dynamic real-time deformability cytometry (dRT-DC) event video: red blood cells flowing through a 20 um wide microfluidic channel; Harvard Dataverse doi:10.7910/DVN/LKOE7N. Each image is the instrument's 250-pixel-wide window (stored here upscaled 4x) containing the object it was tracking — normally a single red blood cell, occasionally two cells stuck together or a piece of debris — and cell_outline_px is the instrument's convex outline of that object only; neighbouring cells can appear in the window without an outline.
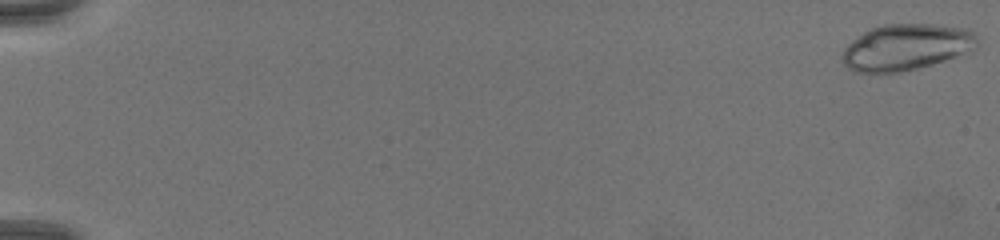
{"species": "common noctule bat (a hibernating species)", "species_latin": "Nyctalus noctula", "temperature_condition": "warm", "stored_images_in_passage": 70, "camera_frame_rate_fps": 3000, "um_per_image_px": 0.085, "animal": {"sex": "female", "body_mass_g": 19.5, "forearm_length_mm": 54.1}, "frame": {"image": 1, "passage_image": 1, "time_ms": 0.0, "image_size_px": [1000, 240], "cell_outline_px": [[976, 48], [972, 52], [932, 64], [900, 72], [856, 72], [848, 68], [840, 60], [840, 56], [844, 48], [852, 40], [864, 32], [872, 28], [884, 24], [932, 24], [968, 28], [976, 36]], "centroid_in_image_um": [77.02, 4.01], "position_along_channel_um": 8.0, "area_um2": 36.47}}
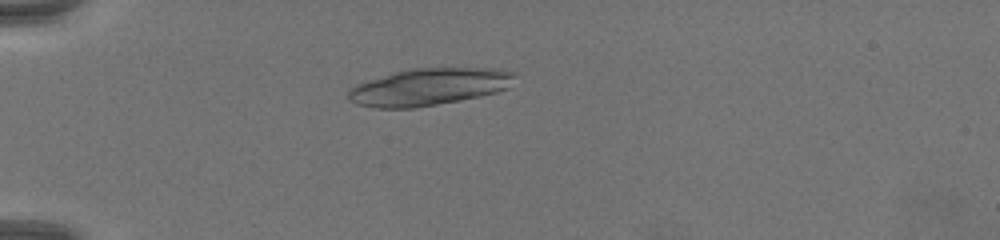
{"frame": {"image": 2, "passage_image": 22, "time_ms": 7.0, "image_size_px": [1000, 240], "cell_outline_px": [[512, 76], [508, 88], [496, 92], [480, 96], [460, 100], [416, 108], [372, 108], [356, 104], [348, 100], [348, 88], [356, 84], [368, 80], [396, 72], [412, 68], [492, 68], [512, 72]], "centroid_in_image_um": [36.38, 7.4], "position_along_channel_um": 48.6, "area_um2": 35.78}}